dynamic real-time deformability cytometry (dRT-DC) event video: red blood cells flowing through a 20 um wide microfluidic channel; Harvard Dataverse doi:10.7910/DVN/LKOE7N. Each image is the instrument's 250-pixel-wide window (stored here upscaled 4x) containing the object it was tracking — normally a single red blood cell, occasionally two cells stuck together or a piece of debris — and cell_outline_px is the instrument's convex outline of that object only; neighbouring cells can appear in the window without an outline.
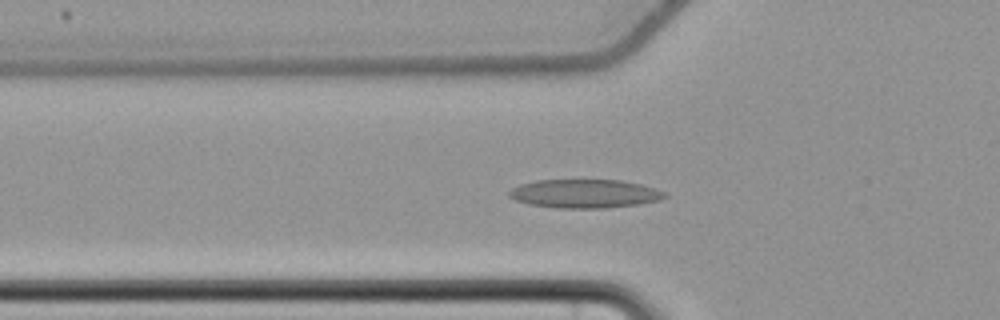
{"species": "common noctule bat (a hibernating species)", "species_latin": "Nyctalus noctula", "temperature_condition": "cold", "stored_images_in_passage": 59, "camera_frame_rate_fps": 3000, "um_per_image_px": 0.085, "animal": {"sex": "female", "body_mass_g": 22.7, "forearm_length_mm": 54.2}, "frame": {"image": 1, "passage_image": 22, "time_ms": 7.0, "image_size_px": [1000, 320], "cell_outline_px": [[668, 196], [660, 200], [640, 204], [604, 208], [556, 208], [528, 204], [516, 200], [508, 196], [508, 192], [512, 188], [520, 184], [536, 180], [620, 180], [640, 184], [664, 192]], "centroid_in_image_um": [49.67, 16.46], "position_along_channel_um": 76.1, "area_um2": 25.95}}
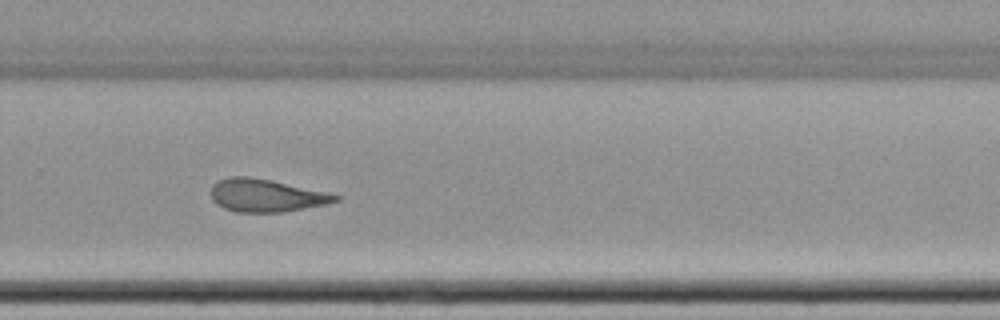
{"frame": {"image": 2, "passage_image": 41, "time_ms": 13.333, "image_size_px": [1000, 320], "cell_outline_px": [[340, 200], [328, 204], [284, 212], [236, 212], [224, 208], [216, 204], [212, 200], [212, 184], [228, 176], [248, 176], [272, 180], [324, 192], [340, 196]], "centroid_in_image_um": [22.6, 16.62], "position_along_channel_um": 307.2, "area_um2": 23.7}}
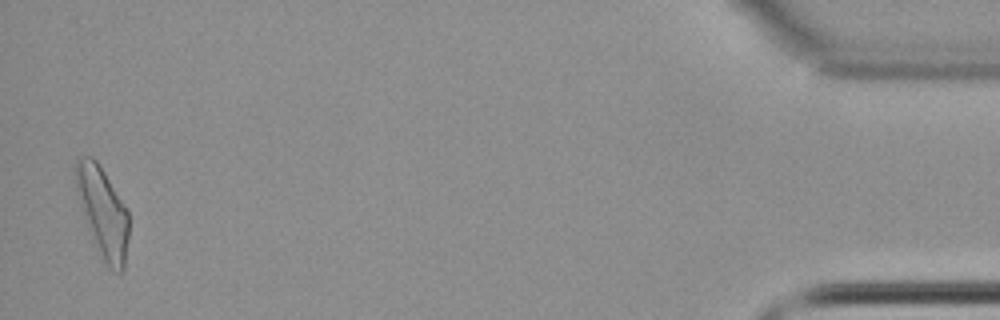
{"frame": {"image": 3, "passage_image": 58, "time_ms": 19.0, "image_size_px": [1000, 320], "cell_outline_px": [[128, 240], [124, 268], [120, 272], [112, 272], [108, 268], [92, 240], [76, 192], [72, 168], [76, 156], [92, 156], [96, 160], [104, 172], [128, 212]], "centroid_in_image_um": [8.68, 18.0], "position_along_channel_um": 426.5, "area_um2": 28.03}, "authors_computed_cell_mechanics": {"area_um2": 24.7384, "velocity_mm_per_s": 3.6585, "shape_relaxation_time_tau1_ms": null, "shape_relaxation_time_tau2_ms": 3.7305, "deformation_change_tau1": null, "deformation_change_tau2": 0.1258}}